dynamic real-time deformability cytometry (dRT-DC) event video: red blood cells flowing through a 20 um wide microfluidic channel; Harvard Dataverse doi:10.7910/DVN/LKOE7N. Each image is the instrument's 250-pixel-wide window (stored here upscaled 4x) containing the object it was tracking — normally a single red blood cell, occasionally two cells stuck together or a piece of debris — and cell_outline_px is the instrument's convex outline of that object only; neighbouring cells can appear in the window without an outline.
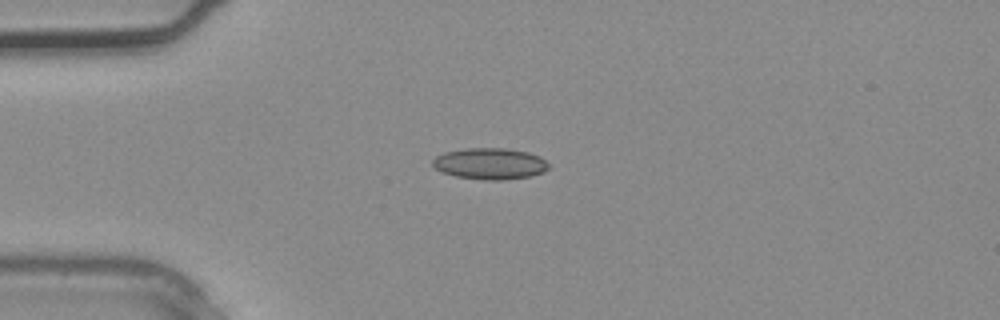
{"species": "common noctule bat (a hibernating species)", "species_latin": "Nyctalus noctula", "temperature_condition": "warm", "stored_images_in_passage": 1, "camera_frame_rate_fps": 3000, "um_per_image_px": 0.085, "animal": {"sex": "male", "body_mass_g": 20.4}, "frame": {"image": 1, "passage_image": 1, "time_ms": 0.0, "image_size_px": [1000, 320], "cell_outline_px": [[552, 164], [544, 172], [528, 176], [500, 180], [484, 180], [456, 176], [440, 172], [432, 164], [432, 160], [436, 156], [444, 152], [464, 148], [508, 148], [528, 152], [540, 156]], "centroid_in_image_um": [41.66, 13.9], "position_along_channel_um": 43.3, "area_um2": 21.39}}